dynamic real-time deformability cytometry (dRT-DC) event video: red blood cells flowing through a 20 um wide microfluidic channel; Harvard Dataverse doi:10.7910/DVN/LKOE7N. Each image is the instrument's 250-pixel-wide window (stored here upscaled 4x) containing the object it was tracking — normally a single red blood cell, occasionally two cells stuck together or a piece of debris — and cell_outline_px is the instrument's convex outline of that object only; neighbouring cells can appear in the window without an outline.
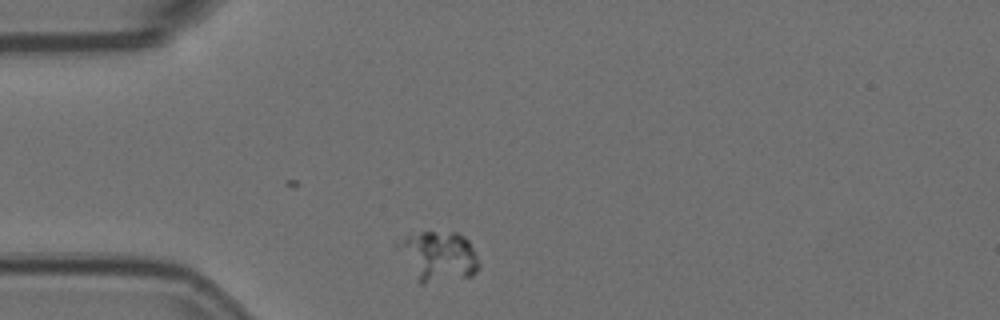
{"species": "Egyptian fruit bat (a non-hibernating species)", "species_latin": "Rousettus aegyptiacus", "temperature_condition": "room temperature", "stored_images_in_passage": 15, "camera_frame_rate_fps": 3000, "um_per_image_px": 0.085, "animal": {"sex": "female"}, "frame": {"image": 1, "passage_image": 1, "time_ms": 0.0, "image_size_px": [1000, 320], "cell_outline_px": [[480, 268], [472, 276], [420, 284], [392, 244], [408, 236], [420, 232], [456, 232], [464, 236], [468, 240], [476, 252], [480, 264]], "centroid_in_image_um": [37.25, 21.77], "position_along_channel_um": 47.7, "area_um2": 23.87}}
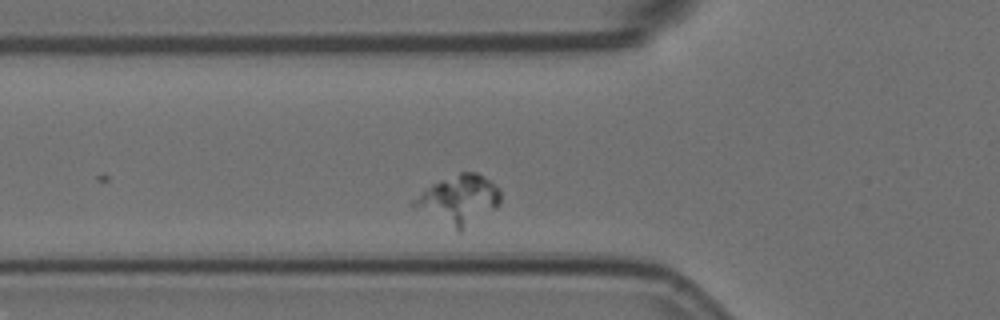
{"frame": {"image": 2, "passage_image": 6, "time_ms": 1.667, "image_size_px": [1000, 320], "cell_outline_px": [[500, 204], [496, 208], [460, 232], [456, 232], [412, 208], [412, 204], [424, 188], [432, 184], [460, 172], [476, 172], [500, 188]], "centroid_in_image_um": [38.98, 17.02], "position_along_channel_um": 86.8, "area_um2": 24.97}}